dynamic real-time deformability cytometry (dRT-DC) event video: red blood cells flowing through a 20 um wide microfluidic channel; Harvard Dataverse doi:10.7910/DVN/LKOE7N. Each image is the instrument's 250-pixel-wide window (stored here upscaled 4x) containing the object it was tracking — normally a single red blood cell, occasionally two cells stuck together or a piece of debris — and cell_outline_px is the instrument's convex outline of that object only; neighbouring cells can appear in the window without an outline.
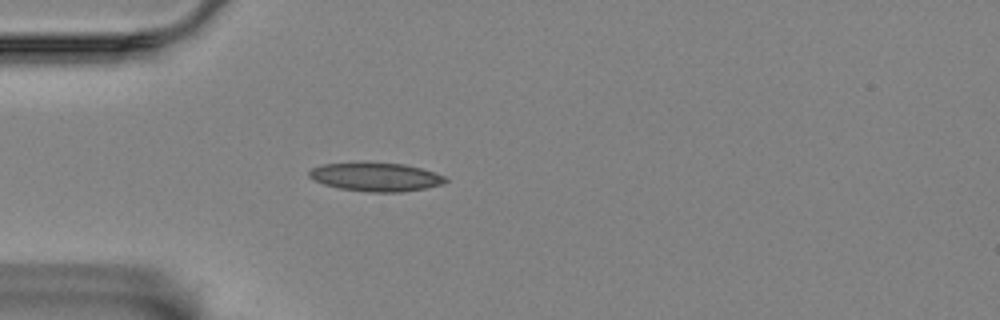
{"species": "Egyptian fruit bat (a non-hibernating species)", "species_latin": "Rousettus aegyptiacus", "temperature_condition": "room temperature", "stored_images_in_passage": 42, "camera_frame_rate_fps": 3000, "um_per_image_px": 0.085, "animal": {"sex": "female"}, "frame": {"image": 1, "passage_image": 1, "time_ms": 0.0, "image_size_px": [1000, 320], "cell_outline_px": [[448, 180], [440, 184], [424, 188], [400, 192], [368, 192], [340, 188], [324, 184], [308, 176], [308, 172], [312, 168], [324, 164], [404, 164], [420, 168], [444, 176]], "centroid_in_image_um": [31.94, 15.06], "position_along_channel_um": 53.1, "area_um2": 21.85}}
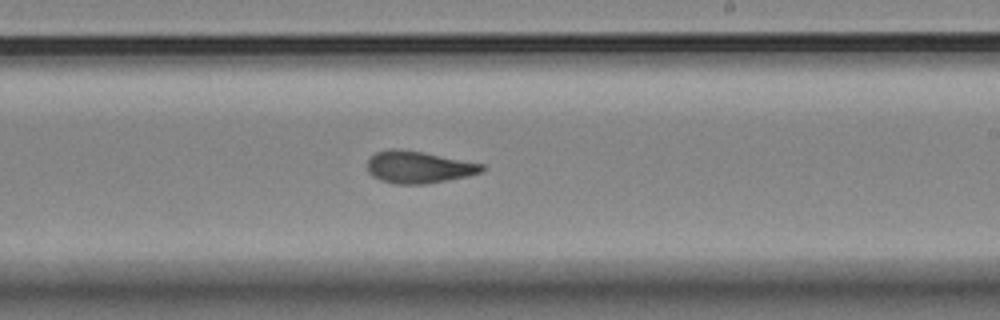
{"frame": {"image": 2, "passage_image": 19, "time_ms": 6.0, "image_size_px": [1000, 320], "cell_outline_px": [[484, 172], [468, 176], [428, 184], [396, 184], [380, 180], [372, 176], [368, 172], [368, 160], [376, 152], [388, 148], [396, 148], [420, 152], [484, 164]], "centroid_in_image_um": [35.57, 14.22], "position_along_channel_um": 253.4, "area_um2": 21.39}}
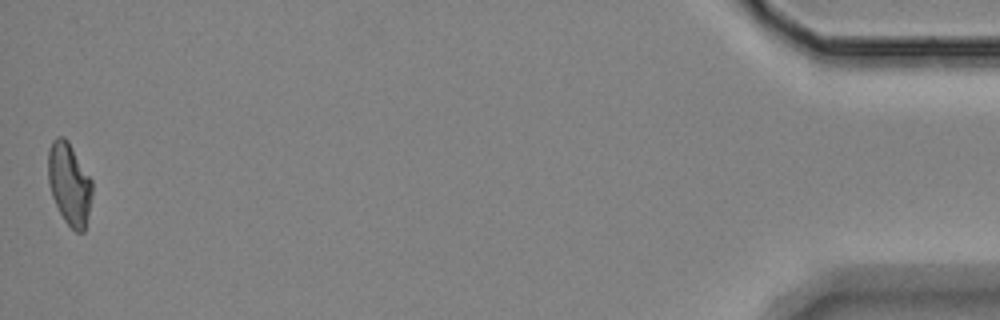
{"frame": {"image": 3, "passage_image": 42, "time_ms": 13.667, "image_size_px": [1000, 320], "cell_outline_px": [[92, 196], [84, 232], [76, 232], [64, 220], [52, 196], [48, 184], [48, 148], [52, 140], [56, 136], [64, 136], [68, 140], [92, 180]], "centroid_in_image_um": [5.88, 15.59], "position_along_channel_um": 429.3, "area_um2": 21.15}, "authors_computed_cell_mechanics": {"area_um2": 21.4727, "velocity_mm_per_s": 3.4653, "shape_relaxation_time_tau1_ms": null, "shape_relaxation_time_tau2_ms": 3.1029, "deformation_change_tau1": null, "deformation_change_tau2": 0.0898}}